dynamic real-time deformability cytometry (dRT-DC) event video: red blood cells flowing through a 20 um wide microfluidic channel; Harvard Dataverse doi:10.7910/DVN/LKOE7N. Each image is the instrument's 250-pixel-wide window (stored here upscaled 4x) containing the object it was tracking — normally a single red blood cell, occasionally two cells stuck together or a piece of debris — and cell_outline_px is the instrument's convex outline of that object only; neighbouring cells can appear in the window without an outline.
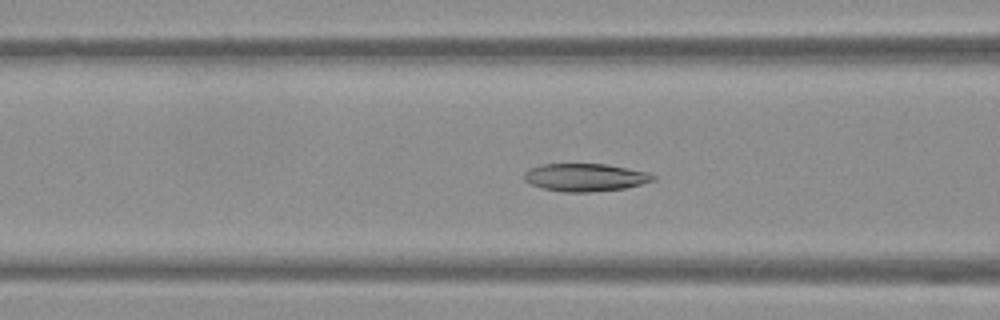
{"species": "Egyptian fruit bat (a non-hibernating species)", "species_latin": "Rousettus aegyptiacus", "temperature_condition": "warm", "stored_images_in_passage": 54, "camera_frame_rate_fps": 3000, "um_per_image_px": 0.085, "frame": {"image": 1, "passage_image": 22, "time_ms": 7.0, "image_size_px": [1000, 320], "cell_outline_px": [[656, 180], [624, 188], [588, 192], [564, 192], [544, 188], [532, 184], [524, 180], [524, 172], [528, 168], [544, 164], [608, 164], [648, 172], [656, 176]], "centroid_in_image_um": [49.75, 15.07], "position_along_channel_um": 116.8, "area_um2": 20.81}}
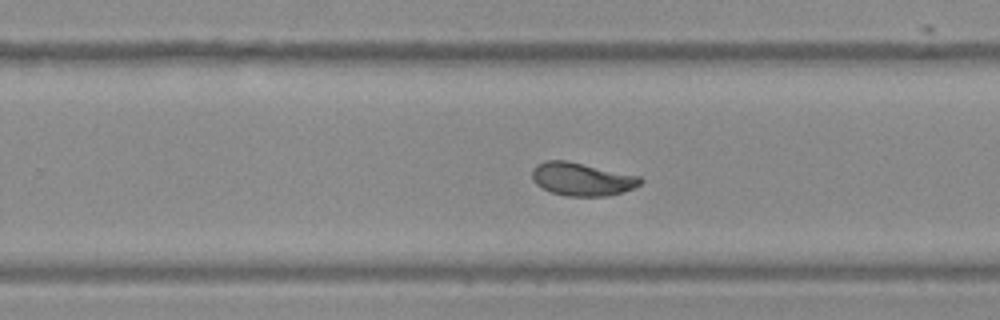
{"frame": {"image": 2, "passage_image": 35, "time_ms": 11.333, "image_size_px": [1000, 320], "cell_outline_px": [[644, 180], [640, 184], [632, 188], [608, 196], [568, 196], [552, 192], [536, 184], [532, 180], [532, 168], [536, 164], [544, 160], [568, 160], [640, 176]], "centroid_in_image_um": [49.44, 15.2], "position_along_channel_um": 280.4, "area_um2": 20.92}}
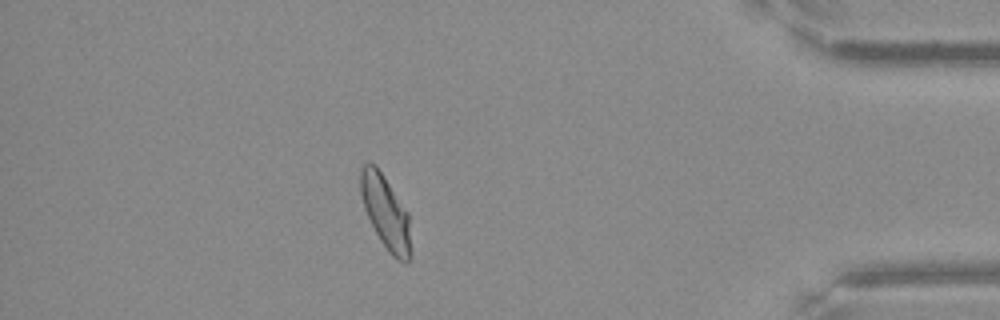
{"frame": {"image": 3, "passage_image": 48, "time_ms": 15.667, "image_size_px": [1000, 320], "cell_outline_px": [[412, 256], [408, 260], [396, 260], [388, 252], [380, 240], [364, 208], [360, 192], [360, 168], [364, 164], [376, 164], [408, 212]], "centroid_in_image_um": [32.79, 18.05], "position_along_channel_um": 402.4, "area_um2": 21.44}, "authors_computed_cell_mechanics": {"area_um2": 21.4438, "velocity_mm_per_s": 3.7704, "shape_relaxation_time_tau1_ms": 4.2995, "shape_relaxation_time_tau2_ms": 2.1116, "deformation_change_tau1": 0.1586, "deformation_change_tau2": 0.0582}}